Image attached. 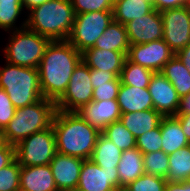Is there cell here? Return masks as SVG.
<instances>
[{"instance_id": "cell-24", "label": "cell", "mask_w": 190, "mask_h": 191, "mask_svg": "<svg viewBox=\"0 0 190 191\" xmlns=\"http://www.w3.org/2000/svg\"><path fill=\"white\" fill-rule=\"evenodd\" d=\"M129 40L126 31V26L113 21L104 33L96 40L94 47L102 50H111L118 52H128Z\"/></svg>"}, {"instance_id": "cell-45", "label": "cell", "mask_w": 190, "mask_h": 191, "mask_svg": "<svg viewBox=\"0 0 190 191\" xmlns=\"http://www.w3.org/2000/svg\"><path fill=\"white\" fill-rule=\"evenodd\" d=\"M46 1H49V0H22V5H23L24 10H26L28 12L32 8L42 5Z\"/></svg>"}, {"instance_id": "cell-29", "label": "cell", "mask_w": 190, "mask_h": 191, "mask_svg": "<svg viewBox=\"0 0 190 191\" xmlns=\"http://www.w3.org/2000/svg\"><path fill=\"white\" fill-rule=\"evenodd\" d=\"M154 72L143 66L130 62L127 58L121 70V84L134 86L136 88H148L150 79Z\"/></svg>"}, {"instance_id": "cell-34", "label": "cell", "mask_w": 190, "mask_h": 191, "mask_svg": "<svg viewBox=\"0 0 190 191\" xmlns=\"http://www.w3.org/2000/svg\"><path fill=\"white\" fill-rule=\"evenodd\" d=\"M161 128L156 127L150 131L143 133L136 138V147L143 153H151L160 151L162 147Z\"/></svg>"}, {"instance_id": "cell-10", "label": "cell", "mask_w": 190, "mask_h": 191, "mask_svg": "<svg viewBox=\"0 0 190 191\" xmlns=\"http://www.w3.org/2000/svg\"><path fill=\"white\" fill-rule=\"evenodd\" d=\"M163 40L176 54L190 43V10L187 7L167 9L161 12Z\"/></svg>"}, {"instance_id": "cell-48", "label": "cell", "mask_w": 190, "mask_h": 191, "mask_svg": "<svg viewBox=\"0 0 190 191\" xmlns=\"http://www.w3.org/2000/svg\"><path fill=\"white\" fill-rule=\"evenodd\" d=\"M3 143L2 136H1V131H0V145Z\"/></svg>"}, {"instance_id": "cell-6", "label": "cell", "mask_w": 190, "mask_h": 191, "mask_svg": "<svg viewBox=\"0 0 190 191\" xmlns=\"http://www.w3.org/2000/svg\"><path fill=\"white\" fill-rule=\"evenodd\" d=\"M8 34V43L2 49L5 61L21 67L38 68L51 40L27 27Z\"/></svg>"}, {"instance_id": "cell-41", "label": "cell", "mask_w": 190, "mask_h": 191, "mask_svg": "<svg viewBox=\"0 0 190 191\" xmlns=\"http://www.w3.org/2000/svg\"><path fill=\"white\" fill-rule=\"evenodd\" d=\"M186 138L190 142V114H176Z\"/></svg>"}, {"instance_id": "cell-2", "label": "cell", "mask_w": 190, "mask_h": 191, "mask_svg": "<svg viewBox=\"0 0 190 191\" xmlns=\"http://www.w3.org/2000/svg\"><path fill=\"white\" fill-rule=\"evenodd\" d=\"M57 153L90 159L101 132L77 112L56 110L52 121Z\"/></svg>"}, {"instance_id": "cell-28", "label": "cell", "mask_w": 190, "mask_h": 191, "mask_svg": "<svg viewBox=\"0 0 190 191\" xmlns=\"http://www.w3.org/2000/svg\"><path fill=\"white\" fill-rule=\"evenodd\" d=\"M22 11L26 13L22 0H0V29L8 33L26 27V18L19 27L15 24L23 14Z\"/></svg>"}, {"instance_id": "cell-47", "label": "cell", "mask_w": 190, "mask_h": 191, "mask_svg": "<svg viewBox=\"0 0 190 191\" xmlns=\"http://www.w3.org/2000/svg\"><path fill=\"white\" fill-rule=\"evenodd\" d=\"M64 191H84V190H80L78 188H73V189H67V190H64Z\"/></svg>"}, {"instance_id": "cell-31", "label": "cell", "mask_w": 190, "mask_h": 191, "mask_svg": "<svg viewBox=\"0 0 190 191\" xmlns=\"http://www.w3.org/2000/svg\"><path fill=\"white\" fill-rule=\"evenodd\" d=\"M143 164L146 174L166 179L169 168V158L164 151L160 150L143 154Z\"/></svg>"}, {"instance_id": "cell-3", "label": "cell", "mask_w": 190, "mask_h": 191, "mask_svg": "<svg viewBox=\"0 0 190 191\" xmlns=\"http://www.w3.org/2000/svg\"><path fill=\"white\" fill-rule=\"evenodd\" d=\"M26 14V27L51 41L67 40L75 19L71 0H49Z\"/></svg>"}, {"instance_id": "cell-12", "label": "cell", "mask_w": 190, "mask_h": 191, "mask_svg": "<svg viewBox=\"0 0 190 191\" xmlns=\"http://www.w3.org/2000/svg\"><path fill=\"white\" fill-rule=\"evenodd\" d=\"M120 185L118 168L102 169L91 159L83 161L77 188L84 191H113Z\"/></svg>"}, {"instance_id": "cell-1", "label": "cell", "mask_w": 190, "mask_h": 191, "mask_svg": "<svg viewBox=\"0 0 190 191\" xmlns=\"http://www.w3.org/2000/svg\"><path fill=\"white\" fill-rule=\"evenodd\" d=\"M82 61V53L68 40L50 41L38 66L44 98L56 102L66 91L71 75Z\"/></svg>"}, {"instance_id": "cell-23", "label": "cell", "mask_w": 190, "mask_h": 191, "mask_svg": "<svg viewBox=\"0 0 190 191\" xmlns=\"http://www.w3.org/2000/svg\"><path fill=\"white\" fill-rule=\"evenodd\" d=\"M154 10L151 0H114V21L126 25Z\"/></svg>"}, {"instance_id": "cell-8", "label": "cell", "mask_w": 190, "mask_h": 191, "mask_svg": "<svg viewBox=\"0 0 190 191\" xmlns=\"http://www.w3.org/2000/svg\"><path fill=\"white\" fill-rule=\"evenodd\" d=\"M114 21L113 11L76 14L72 31L67 39L80 53L94 47L96 40Z\"/></svg>"}, {"instance_id": "cell-44", "label": "cell", "mask_w": 190, "mask_h": 191, "mask_svg": "<svg viewBox=\"0 0 190 191\" xmlns=\"http://www.w3.org/2000/svg\"><path fill=\"white\" fill-rule=\"evenodd\" d=\"M177 114H190V93L180 98Z\"/></svg>"}, {"instance_id": "cell-14", "label": "cell", "mask_w": 190, "mask_h": 191, "mask_svg": "<svg viewBox=\"0 0 190 191\" xmlns=\"http://www.w3.org/2000/svg\"><path fill=\"white\" fill-rule=\"evenodd\" d=\"M125 26L130 45L163 39L161 12L156 9L141 18L131 20Z\"/></svg>"}, {"instance_id": "cell-30", "label": "cell", "mask_w": 190, "mask_h": 191, "mask_svg": "<svg viewBox=\"0 0 190 191\" xmlns=\"http://www.w3.org/2000/svg\"><path fill=\"white\" fill-rule=\"evenodd\" d=\"M101 133L122 151L136 147V138L120 120L109 124Z\"/></svg>"}, {"instance_id": "cell-20", "label": "cell", "mask_w": 190, "mask_h": 191, "mask_svg": "<svg viewBox=\"0 0 190 191\" xmlns=\"http://www.w3.org/2000/svg\"><path fill=\"white\" fill-rule=\"evenodd\" d=\"M163 116L154 109L121 114L120 121L135 138L160 126Z\"/></svg>"}, {"instance_id": "cell-46", "label": "cell", "mask_w": 190, "mask_h": 191, "mask_svg": "<svg viewBox=\"0 0 190 191\" xmlns=\"http://www.w3.org/2000/svg\"><path fill=\"white\" fill-rule=\"evenodd\" d=\"M113 191H131L128 185H118L113 188Z\"/></svg>"}, {"instance_id": "cell-33", "label": "cell", "mask_w": 190, "mask_h": 191, "mask_svg": "<svg viewBox=\"0 0 190 191\" xmlns=\"http://www.w3.org/2000/svg\"><path fill=\"white\" fill-rule=\"evenodd\" d=\"M167 180L163 177L142 174L128 184L131 191H165Z\"/></svg>"}, {"instance_id": "cell-7", "label": "cell", "mask_w": 190, "mask_h": 191, "mask_svg": "<svg viewBox=\"0 0 190 191\" xmlns=\"http://www.w3.org/2000/svg\"><path fill=\"white\" fill-rule=\"evenodd\" d=\"M56 153L52 126L33 133L15 146V158L20 166L49 165Z\"/></svg>"}, {"instance_id": "cell-15", "label": "cell", "mask_w": 190, "mask_h": 191, "mask_svg": "<svg viewBox=\"0 0 190 191\" xmlns=\"http://www.w3.org/2000/svg\"><path fill=\"white\" fill-rule=\"evenodd\" d=\"M86 122L102 132L109 124L119 121L121 116L117 99L91 101L76 111Z\"/></svg>"}, {"instance_id": "cell-5", "label": "cell", "mask_w": 190, "mask_h": 191, "mask_svg": "<svg viewBox=\"0 0 190 191\" xmlns=\"http://www.w3.org/2000/svg\"><path fill=\"white\" fill-rule=\"evenodd\" d=\"M0 88L8 94L16 109L44 98L38 68L21 67L5 62L4 66L0 67Z\"/></svg>"}, {"instance_id": "cell-32", "label": "cell", "mask_w": 190, "mask_h": 191, "mask_svg": "<svg viewBox=\"0 0 190 191\" xmlns=\"http://www.w3.org/2000/svg\"><path fill=\"white\" fill-rule=\"evenodd\" d=\"M20 170L21 166L16 159L0 169V191H18L20 189Z\"/></svg>"}, {"instance_id": "cell-21", "label": "cell", "mask_w": 190, "mask_h": 191, "mask_svg": "<svg viewBox=\"0 0 190 191\" xmlns=\"http://www.w3.org/2000/svg\"><path fill=\"white\" fill-rule=\"evenodd\" d=\"M162 147L167 155L174 153L182 147L190 145L179 120L175 116L163 117L160 123Z\"/></svg>"}, {"instance_id": "cell-17", "label": "cell", "mask_w": 190, "mask_h": 191, "mask_svg": "<svg viewBox=\"0 0 190 191\" xmlns=\"http://www.w3.org/2000/svg\"><path fill=\"white\" fill-rule=\"evenodd\" d=\"M127 53L128 52L89 48L82 52V61L90 69L111 72L116 77H120L124 61L127 58Z\"/></svg>"}, {"instance_id": "cell-49", "label": "cell", "mask_w": 190, "mask_h": 191, "mask_svg": "<svg viewBox=\"0 0 190 191\" xmlns=\"http://www.w3.org/2000/svg\"><path fill=\"white\" fill-rule=\"evenodd\" d=\"M186 7L190 10V0H188V4Z\"/></svg>"}, {"instance_id": "cell-11", "label": "cell", "mask_w": 190, "mask_h": 191, "mask_svg": "<svg viewBox=\"0 0 190 191\" xmlns=\"http://www.w3.org/2000/svg\"><path fill=\"white\" fill-rule=\"evenodd\" d=\"M175 56V53L163 39L134 44L129 46L127 59L137 65L155 72H160L163 66Z\"/></svg>"}, {"instance_id": "cell-13", "label": "cell", "mask_w": 190, "mask_h": 191, "mask_svg": "<svg viewBox=\"0 0 190 191\" xmlns=\"http://www.w3.org/2000/svg\"><path fill=\"white\" fill-rule=\"evenodd\" d=\"M154 110L163 117L175 116L180 105V97L174 86L160 73L155 72L148 86Z\"/></svg>"}, {"instance_id": "cell-36", "label": "cell", "mask_w": 190, "mask_h": 191, "mask_svg": "<svg viewBox=\"0 0 190 191\" xmlns=\"http://www.w3.org/2000/svg\"><path fill=\"white\" fill-rule=\"evenodd\" d=\"M121 86L120 77H115L108 84L96 85L93 90V101H109L117 99L119 88Z\"/></svg>"}, {"instance_id": "cell-25", "label": "cell", "mask_w": 190, "mask_h": 191, "mask_svg": "<svg viewBox=\"0 0 190 191\" xmlns=\"http://www.w3.org/2000/svg\"><path fill=\"white\" fill-rule=\"evenodd\" d=\"M160 73L174 86L180 98L190 93V72L176 55L163 66Z\"/></svg>"}, {"instance_id": "cell-37", "label": "cell", "mask_w": 190, "mask_h": 191, "mask_svg": "<svg viewBox=\"0 0 190 191\" xmlns=\"http://www.w3.org/2000/svg\"><path fill=\"white\" fill-rule=\"evenodd\" d=\"M16 108L9 99L8 94L0 88V131L6 127L14 117Z\"/></svg>"}, {"instance_id": "cell-16", "label": "cell", "mask_w": 190, "mask_h": 191, "mask_svg": "<svg viewBox=\"0 0 190 191\" xmlns=\"http://www.w3.org/2000/svg\"><path fill=\"white\" fill-rule=\"evenodd\" d=\"M83 159L56 153L50 162L58 191L77 188Z\"/></svg>"}, {"instance_id": "cell-27", "label": "cell", "mask_w": 190, "mask_h": 191, "mask_svg": "<svg viewBox=\"0 0 190 191\" xmlns=\"http://www.w3.org/2000/svg\"><path fill=\"white\" fill-rule=\"evenodd\" d=\"M169 168L166 180L169 182L190 181V145L168 155Z\"/></svg>"}, {"instance_id": "cell-4", "label": "cell", "mask_w": 190, "mask_h": 191, "mask_svg": "<svg viewBox=\"0 0 190 191\" xmlns=\"http://www.w3.org/2000/svg\"><path fill=\"white\" fill-rule=\"evenodd\" d=\"M56 110L55 102L47 98L17 108L14 117L1 131L3 142L16 146L33 133L50 128Z\"/></svg>"}, {"instance_id": "cell-35", "label": "cell", "mask_w": 190, "mask_h": 191, "mask_svg": "<svg viewBox=\"0 0 190 191\" xmlns=\"http://www.w3.org/2000/svg\"><path fill=\"white\" fill-rule=\"evenodd\" d=\"M74 13L113 11L114 0H71Z\"/></svg>"}, {"instance_id": "cell-18", "label": "cell", "mask_w": 190, "mask_h": 191, "mask_svg": "<svg viewBox=\"0 0 190 191\" xmlns=\"http://www.w3.org/2000/svg\"><path fill=\"white\" fill-rule=\"evenodd\" d=\"M20 189L23 191H58L50 165L21 166Z\"/></svg>"}, {"instance_id": "cell-39", "label": "cell", "mask_w": 190, "mask_h": 191, "mask_svg": "<svg viewBox=\"0 0 190 191\" xmlns=\"http://www.w3.org/2000/svg\"><path fill=\"white\" fill-rule=\"evenodd\" d=\"M115 77L116 76L111 72L90 69V79L94 89L96 85L108 84V82L112 81Z\"/></svg>"}, {"instance_id": "cell-26", "label": "cell", "mask_w": 190, "mask_h": 191, "mask_svg": "<svg viewBox=\"0 0 190 191\" xmlns=\"http://www.w3.org/2000/svg\"><path fill=\"white\" fill-rule=\"evenodd\" d=\"M122 152L119 147L101 133L90 159L102 169H114L120 162Z\"/></svg>"}, {"instance_id": "cell-19", "label": "cell", "mask_w": 190, "mask_h": 191, "mask_svg": "<svg viewBox=\"0 0 190 191\" xmlns=\"http://www.w3.org/2000/svg\"><path fill=\"white\" fill-rule=\"evenodd\" d=\"M117 102L122 114L154 109L153 100L148 88H136L121 84Z\"/></svg>"}, {"instance_id": "cell-40", "label": "cell", "mask_w": 190, "mask_h": 191, "mask_svg": "<svg viewBox=\"0 0 190 191\" xmlns=\"http://www.w3.org/2000/svg\"><path fill=\"white\" fill-rule=\"evenodd\" d=\"M154 9L162 12L167 9H173L178 7H186L188 0H151Z\"/></svg>"}, {"instance_id": "cell-42", "label": "cell", "mask_w": 190, "mask_h": 191, "mask_svg": "<svg viewBox=\"0 0 190 191\" xmlns=\"http://www.w3.org/2000/svg\"><path fill=\"white\" fill-rule=\"evenodd\" d=\"M165 191H190V181H184V182L167 181Z\"/></svg>"}, {"instance_id": "cell-9", "label": "cell", "mask_w": 190, "mask_h": 191, "mask_svg": "<svg viewBox=\"0 0 190 191\" xmlns=\"http://www.w3.org/2000/svg\"><path fill=\"white\" fill-rule=\"evenodd\" d=\"M93 90L90 68L81 61L72 73L66 91L55 102L56 109L65 112L78 111L83 105L93 101Z\"/></svg>"}, {"instance_id": "cell-43", "label": "cell", "mask_w": 190, "mask_h": 191, "mask_svg": "<svg viewBox=\"0 0 190 191\" xmlns=\"http://www.w3.org/2000/svg\"><path fill=\"white\" fill-rule=\"evenodd\" d=\"M190 72V43L175 54Z\"/></svg>"}, {"instance_id": "cell-38", "label": "cell", "mask_w": 190, "mask_h": 191, "mask_svg": "<svg viewBox=\"0 0 190 191\" xmlns=\"http://www.w3.org/2000/svg\"><path fill=\"white\" fill-rule=\"evenodd\" d=\"M15 159V146L3 142L0 145V169L8 166Z\"/></svg>"}, {"instance_id": "cell-22", "label": "cell", "mask_w": 190, "mask_h": 191, "mask_svg": "<svg viewBox=\"0 0 190 191\" xmlns=\"http://www.w3.org/2000/svg\"><path fill=\"white\" fill-rule=\"evenodd\" d=\"M117 168L120 185H128L145 173L143 153L137 147L123 151Z\"/></svg>"}]
</instances>
